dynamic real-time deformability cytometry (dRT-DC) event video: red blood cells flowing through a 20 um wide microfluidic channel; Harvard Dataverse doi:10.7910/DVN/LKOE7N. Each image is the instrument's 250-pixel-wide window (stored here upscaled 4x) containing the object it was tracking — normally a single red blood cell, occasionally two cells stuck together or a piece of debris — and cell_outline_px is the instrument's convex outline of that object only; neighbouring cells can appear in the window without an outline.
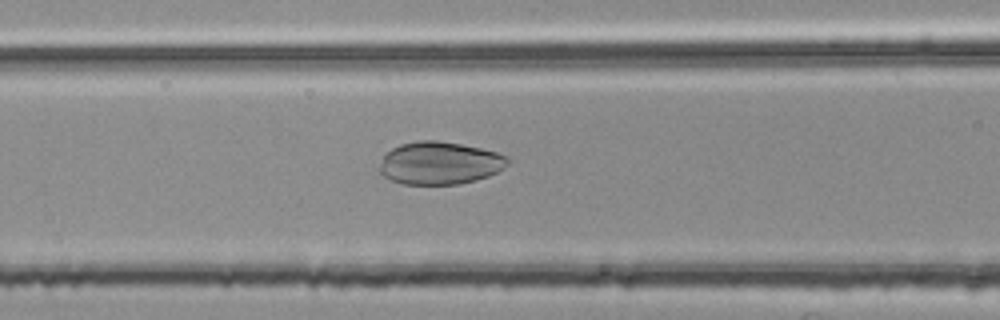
{"species": "common noctule bat (a hibernating species)", "species_latin": "Nyctalus noctula", "temperature_condition": "room temperature", "stored_images_in_passage": 31, "camera_frame_rate_fps": 3000, "um_per_image_px": 0.085, "animal": {"sex": "female", "body_mass_g": 25.1}, "frame": {"image": 1, "passage_image": 9, "time_ms": 2.667, "image_size_px": [1000, 320], "cell_outline_px": [[508, 164], [504, 168], [488, 176], [476, 180], [460, 184], [400, 184], [384, 176], [376, 168], [384, 152], [400, 144], [420, 140], [436, 140], [460, 144], [480, 148], [496, 152], [508, 156]], "centroid_in_image_um": [37.32, 13.86], "position_along_channel_um": 129.3, "area_um2": 32.19}}
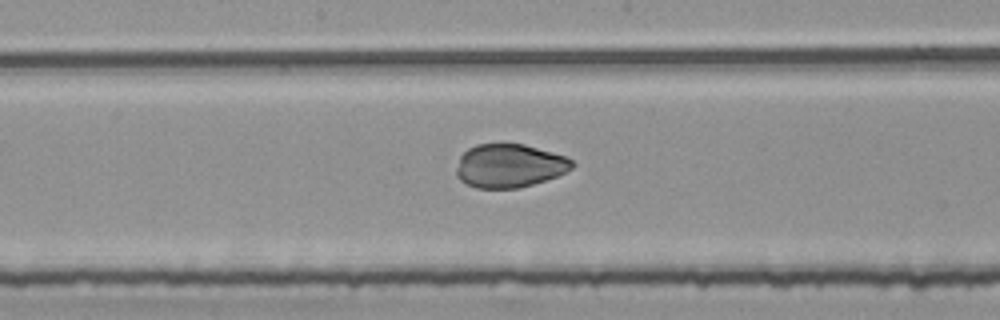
{"frame": {"image": 2, "passage_image": 15, "time_ms": 4.667, "image_size_px": [1000, 320], "cell_outline_px": [[576, 164], [572, 168], [556, 176], [520, 188], [476, 188], [464, 184], [456, 176], [456, 168], [460, 156], [468, 148], [476, 144], [524, 144], [564, 156], [572, 160]], "centroid_in_image_um": [43.25, 14.09], "position_along_channel_um": 204.9, "area_um2": 29.3}}
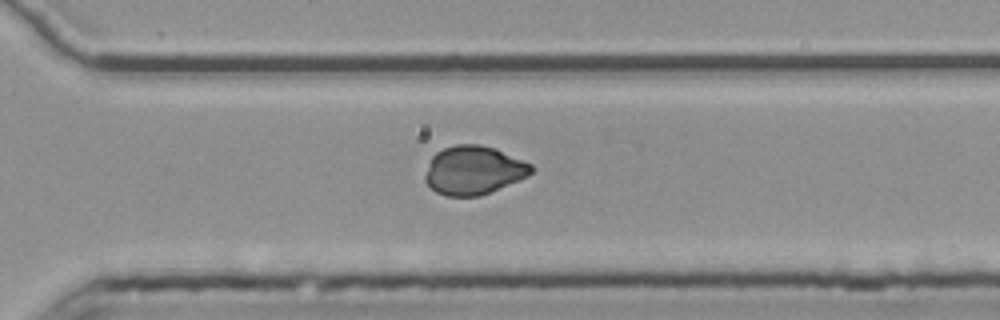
{"frame": {"image": 3, "passage_image": 25, "time_ms": 8.0, "image_size_px": [1000, 320], "cell_outline_px": [[536, 168], [528, 176], [520, 180], [480, 196], [444, 196], [436, 192], [424, 180], [424, 176], [432, 156], [436, 152], [444, 148], [456, 144], [480, 144], [496, 148], [532, 164]], "centroid_in_image_um": [40.28, 14.47], "position_along_channel_um": 330.3, "area_um2": 30.29}}